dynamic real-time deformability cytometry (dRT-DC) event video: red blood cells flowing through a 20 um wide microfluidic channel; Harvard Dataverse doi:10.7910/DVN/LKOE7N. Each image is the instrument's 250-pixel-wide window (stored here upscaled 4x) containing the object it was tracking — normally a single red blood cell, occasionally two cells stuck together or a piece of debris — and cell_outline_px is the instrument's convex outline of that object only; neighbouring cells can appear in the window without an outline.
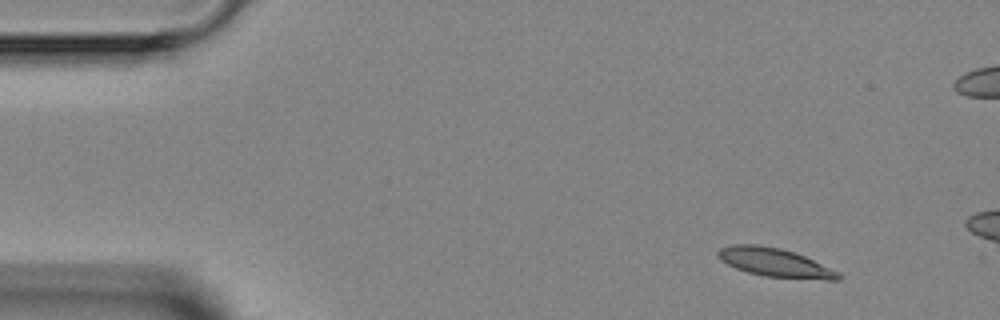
{"species": "Egyptian fruit bat (a non-hibernating species)", "species_latin": "Rousettus aegyptiacus", "temperature_condition": "room temperature", "stored_images_in_passage": 4, "segment_of_instrument_passage": [2, 2], "camera_frame_rate_fps": 3000, "um_per_image_px": 0.085, "animal": {"sex": "female"}, "frame": {"image": 1, "passage_image": 4, "time_ms": 4.0, "image_size_px": [1000, 320], "cell_outline_px": [[840, 280], [828, 280], [764, 276], [748, 272], [736, 268], [720, 260], [716, 256], [716, 252], [720, 248], [732, 244], [756, 244], [780, 248], [804, 256], [840, 272]], "centroid_in_image_um": [65.84, 22.31], "position_along_channel_um": 19.2, "area_um2": 20.0}}